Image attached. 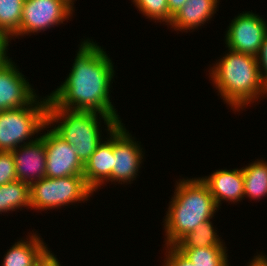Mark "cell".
<instances>
[{
    "instance_id": "44dd1931",
    "label": "cell",
    "mask_w": 267,
    "mask_h": 266,
    "mask_svg": "<svg viewBox=\"0 0 267 266\" xmlns=\"http://www.w3.org/2000/svg\"><path fill=\"white\" fill-rule=\"evenodd\" d=\"M226 246L179 249L194 266H231Z\"/></svg>"
},
{
    "instance_id": "7a4b0ae2",
    "label": "cell",
    "mask_w": 267,
    "mask_h": 266,
    "mask_svg": "<svg viewBox=\"0 0 267 266\" xmlns=\"http://www.w3.org/2000/svg\"><path fill=\"white\" fill-rule=\"evenodd\" d=\"M224 53L209 66L208 77L227 107L240 114L267 97V86L261 79L255 56L231 49Z\"/></svg>"
},
{
    "instance_id": "484cf974",
    "label": "cell",
    "mask_w": 267,
    "mask_h": 266,
    "mask_svg": "<svg viewBox=\"0 0 267 266\" xmlns=\"http://www.w3.org/2000/svg\"><path fill=\"white\" fill-rule=\"evenodd\" d=\"M11 40L5 36L4 34L0 33V67L3 66L9 59L10 56L8 52Z\"/></svg>"
},
{
    "instance_id": "4316f807",
    "label": "cell",
    "mask_w": 267,
    "mask_h": 266,
    "mask_svg": "<svg viewBox=\"0 0 267 266\" xmlns=\"http://www.w3.org/2000/svg\"><path fill=\"white\" fill-rule=\"evenodd\" d=\"M49 249L36 263L32 266H48L56 257L57 255Z\"/></svg>"
},
{
    "instance_id": "8992f818",
    "label": "cell",
    "mask_w": 267,
    "mask_h": 266,
    "mask_svg": "<svg viewBox=\"0 0 267 266\" xmlns=\"http://www.w3.org/2000/svg\"><path fill=\"white\" fill-rule=\"evenodd\" d=\"M95 192L87 185L83 175L61 178L44 177L30 186L31 210L49 211L85 203Z\"/></svg>"
},
{
    "instance_id": "5bb4252c",
    "label": "cell",
    "mask_w": 267,
    "mask_h": 266,
    "mask_svg": "<svg viewBox=\"0 0 267 266\" xmlns=\"http://www.w3.org/2000/svg\"><path fill=\"white\" fill-rule=\"evenodd\" d=\"M113 158L112 129L84 164L83 176L95 193L100 191L101 186H107L106 183H112Z\"/></svg>"
},
{
    "instance_id": "8fae6325",
    "label": "cell",
    "mask_w": 267,
    "mask_h": 266,
    "mask_svg": "<svg viewBox=\"0 0 267 266\" xmlns=\"http://www.w3.org/2000/svg\"><path fill=\"white\" fill-rule=\"evenodd\" d=\"M18 67L12 58L0 67V111L20 109L38 96Z\"/></svg>"
},
{
    "instance_id": "ba28073f",
    "label": "cell",
    "mask_w": 267,
    "mask_h": 266,
    "mask_svg": "<svg viewBox=\"0 0 267 266\" xmlns=\"http://www.w3.org/2000/svg\"><path fill=\"white\" fill-rule=\"evenodd\" d=\"M123 124H117L113 128L112 184L129 185L139 176L145 152L141 142L135 136L132 137Z\"/></svg>"
},
{
    "instance_id": "52a82bcc",
    "label": "cell",
    "mask_w": 267,
    "mask_h": 266,
    "mask_svg": "<svg viewBox=\"0 0 267 266\" xmlns=\"http://www.w3.org/2000/svg\"><path fill=\"white\" fill-rule=\"evenodd\" d=\"M74 4L73 0H24L20 37L36 35L71 21Z\"/></svg>"
},
{
    "instance_id": "603a6c76",
    "label": "cell",
    "mask_w": 267,
    "mask_h": 266,
    "mask_svg": "<svg viewBox=\"0 0 267 266\" xmlns=\"http://www.w3.org/2000/svg\"><path fill=\"white\" fill-rule=\"evenodd\" d=\"M17 180L12 152H0V186Z\"/></svg>"
},
{
    "instance_id": "9a60e30c",
    "label": "cell",
    "mask_w": 267,
    "mask_h": 266,
    "mask_svg": "<svg viewBox=\"0 0 267 266\" xmlns=\"http://www.w3.org/2000/svg\"><path fill=\"white\" fill-rule=\"evenodd\" d=\"M219 4L220 0H187L183 7L173 15L168 27L177 33H192L196 29H201L217 14Z\"/></svg>"
},
{
    "instance_id": "ffe728a7",
    "label": "cell",
    "mask_w": 267,
    "mask_h": 266,
    "mask_svg": "<svg viewBox=\"0 0 267 266\" xmlns=\"http://www.w3.org/2000/svg\"><path fill=\"white\" fill-rule=\"evenodd\" d=\"M24 0H0V33L10 40L20 38Z\"/></svg>"
},
{
    "instance_id": "2e32d148",
    "label": "cell",
    "mask_w": 267,
    "mask_h": 266,
    "mask_svg": "<svg viewBox=\"0 0 267 266\" xmlns=\"http://www.w3.org/2000/svg\"><path fill=\"white\" fill-rule=\"evenodd\" d=\"M27 234L26 238H19L7 249L1 266H32L50 249L34 229Z\"/></svg>"
},
{
    "instance_id": "5b68a950",
    "label": "cell",
    "mask_w": 267,
    "mask_h": 266,
    "mask_svg": "<svg viewBox=\"0 0 267 266\" xmlns=\"http://www.w3.org/2000/svg\"><path fill=\"white\" fill-rule=\"evenodd\" d=\"M48 104V95H39L25 107L0 111V152L35 140L47 124Z\"/></svg>"
},
{
    "instance_id": "7402d4cb",
    "label": "cell",
    "mask_w": 267,
    "mask_h": 266,
    "mask_svg": "<svg viewBox=\"0 0 267 266\" xmlns=\"http://www.w3.org/2000/svg\"><path fill=\"white\" fill-rule=\"evenodd\" d=\"M145 19L169 26L173 15L169 12L167 0H131Z\"/></svg>"
},
{
    "instance_id": "30bf717a",
    "label": "cell",
    "mask_w": 267,
    "mask_h": 266,
    "mask_svg": "<svg viewBox=\"0 0 267 266\" xmlns=\"http://www.w3.org/2000/svg\"><path fill=\"white\" fill-rule=\"evenodd\" d=\"M41 132L40 135L44 138L46 149V177L61 178L83 175L84 165L77 157L73 146L59 136L48 124L43 127Z\"/></svg>"
},
{
    "instance_id": "7c38bea8",
    "label": "cell",
    "mask_w": 267,
    "mask_h": 266,
    "mask_svg": "<svg viewBox=\"0 0 267 266\" xmlns=\"http://www.w3.org/2000/svg\"><path fill=\"white\" fill-rule=\"evenodd\" d=\"M16 166L17 180L31 186L46 177V149L44 138L39 135L32 142L12 151Z\"/></svg>"
},
{
    "instance_id": "4fadbf2b",
    "label": "cell",
    "mask_w": 267,
    "mask_h": 266,
    "mask_svg": "<svg viewBox=\"0 0 267 266\" xmlns=\"http://www.w3.org/2000/svg\"><path fill=\"white\" fill-rule=\"evenodd\" d=\"M201 179L209 187L219 209L223 201L233 205L244 200V178L241 167L230 170L218 169L209 176H201Z\"/></svg>"
},
{
    "instance_id": "d4e9b609",
    "label": "cell",
    "mask_w": 267,
    "mask_h": 266,
    "mask_svg": "<svg viewBox=\"0 0 267 266\" xmlns=\"http://www.w3.org/2000/svg\"><path fill=\"white\" fill-rule=\"evenodd\" d=\"M256 58L261 79L267 86V35L263 40V43Z\"/></svg>"
},
{
    "instance_id": "f546056e",
    "label": "cell",
    "mask_w": 267,
    "mask_h": 266,
    "mask_svg": "<svg viewBox=\"0 0 267 266\" xmlns=\"http://www.w3.org/2000/svg\"><path fill=\"white\" fill-rule=\"evenodd\" d=\"M48 266H63L61 265L60 260L56 257Z\"/></svg>"
},
{
    "instance_id": "9c48e42d",
    "label": "cell",
    "mask_w": 267,
    "mask_h": 266,
    "mask_svg": "<svg viewBox=\"0 0 267 266\" xmlns=\"http://www.w3.org/2000/svg\"><path fill=\"white\" fill-rule=\"evenodd\" d=\"M263 18L252 10L238 13L225 31V47L256 57L267 35V21Z\"/></svg>"
},
{
    "instance_id": "6da1fadb",
    "label": "cell",
    "mask_w": 267,
    "mask_h": 266,
    "mask_svg": "<svg viewBox=\"0 0 267 266\" xmlns=\"http://www.w3.org/2000/svg\"><path fill=\"white\" fill-rule=\"evenodd\" d=\"M78 46L69 74L48 94L49 103L61 109L99 112L122 123L111 98L116 71L110 55L88 37Z\"/></svg>"
},
{
    "instance_id": "4dcf8cb0",
    "label": "cell",
    "mask_w": 267,
    "mask_h": 266,
    "mask_svg": "<svg viewBox=\"0 0 267 266\" xmlns=\"http://www.w3.org/2000/svg\"><path fill=\"white\" fill-rule=\"evenodd\" d=\"M266 262H267V255H265L263 252L258 253Z\"/></svg>"
},
{
    "instance_id": "3957f363",
    "label": "cell",
    "mask_w": 267,
    "mask_h": 266,
    "mask_svg": "<svg viewBox=\"0 0 267 266\" xmlns=\"http://www.w3.org/2000/svg\"><path fill=\"white\" fill-rule=\"evenodd\" d=\"M162 224L163 246H175L186 234L202 222L215 218L220 210L209 187L201 177L176 180Z\"/></svg>"
},
{
    "instance_id": "83f0119b",
    "label": "cell",
    "mask_w": 267,
    "mask_h": 266,
    "mask_svg": "<svg viewBox=\"0 0 267 266\" xmlns=\"http://www.w3.org/2000/svg\"><path fill=\"white\" fill-rule=\"evenodd\" d=\"M187 0H167L169 12L175 15L186 3Z\"/></svg>"
},
{
    "instance_id": "d6986e66",
    "label": "cell",
    "mask_w": 267,
    "mask_h": 266,
    "mask_svg": "<svg viewBox=\"0 0 267 266\" xmlns=\"http://www.w3.org/2000/svg\"><path fill=\"white\" fill-rule=\"evenodd\" d=\"M213 219L202 222L193 231L186 234L176 245L177 249L205 248L210 246H226L214 228Z\"/></svg>"
},
{
    "instance_id": "e0dca14e",
    "label": "cell",
    "mask_w": 267,
    "mask_h": 266,
    "mask_svg": "<svg viewBox=\"0 0 267 266\" xmlns=\"http://www.w3.org/2000/svg\"><path fill=\"white\" fill-rule=\"evenodd\" d=\"M244 178V199L260 201L267 197V160L256 159L242 167Z\"/></svg>"
},
{
    "instance_id": "cb8c5ba5",
    "label": "cell",
    "mask_w": 267,
    "mask_h": 266,
    "mask_svg": "<svg viewBox=\"0 0 267 266\" xmlns=\"http://www.w3.org/2000/svg\"><path fill=\"white\" fill-rule=\"evenodd\" d=\"M164 259L161 266H194L175 246H164Z\"/></svg>"
},
{
    "instance_id": "f1b7e54d",
    "label": "cell",
    "mask_w": 267,
    "mask_h": 266,
    "mask_svg": "<svg viewBox=\"0 0 267 266\" xmlns=\"http://www.w3.org/2000/svg\"><path fill=\"white\" fill-rule=\"evenodd\" d=\"M257 254L253 256L247 263V266H267V262L256 252Z\"/></svg>"
},
{
    "instance_id": "ac0fdd59",
    "label": "cell",
    "mask_w": 267,
    "mask_h": 266,
    "mask_svg": "<svg viewBox=\"0 0 267 266\" xmlns=\"http://www.w3.org/2000/svg\"><path fill=\"white\" fill-rule=\"evenodd\" d=\"M25 209L31 210L30 186L20 180L0 186V214Z\"/></svg>"
},
{
    "instance_id": "277c9868",
    "label": "cell",
    "mask_w": 267,
    "mask_h": 266,
    "mask_svg": "<svg viewBox=\"0 0 267 266\" xmlns=\"http://www.w3.org/2000/svg\"><path fill=\"white\" fill-rule=\"evenodd\" d=\"M102 122L106 134L118 124L113 118L99 112L61 109L54 103L48 104L47 124L73 146L83 165L105 139L100 128Z\"/></svg>"
}]
</instances>
